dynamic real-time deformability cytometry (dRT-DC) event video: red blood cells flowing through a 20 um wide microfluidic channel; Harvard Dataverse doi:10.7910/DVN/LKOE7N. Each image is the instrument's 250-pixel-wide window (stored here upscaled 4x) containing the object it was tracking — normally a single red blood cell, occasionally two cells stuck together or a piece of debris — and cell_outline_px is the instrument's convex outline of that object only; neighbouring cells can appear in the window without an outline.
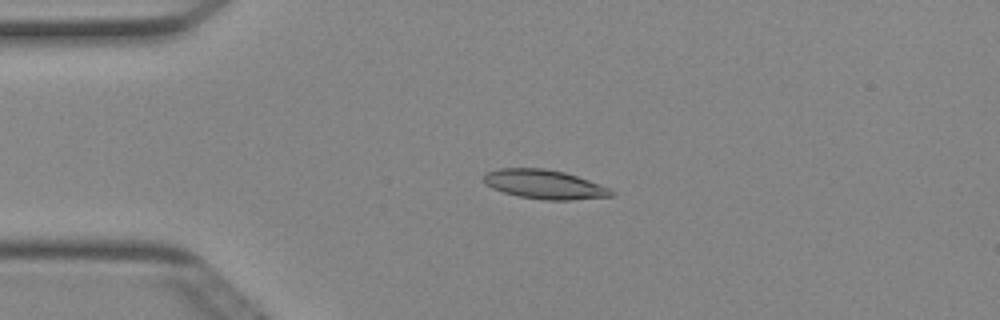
{"species": "Egyptian fruit bat (a non-hibernating species)", "species_latin": "Rousettus aegyptiacus", "temperature_condition": "cold", "stored_images_in_passage": 50, "camera_frame_rate_fps": 3000, "um_per_image_px": 0.085, "animal": {"sex": "female"}, "frame": {"image": 1, "passage_image": 11, "time_ms": 3.333, "image_size_px": [1000, 320], "cell_outline_px": [[616, 192], [612, 196], [568, 200], [544, 200], [520, 196], [504, 192], [492, 188], [484, 184], [484, 176], [488, 172], [500, 168], [544, 168], [564, 172], [612, 188]], "centroid_in_image_um": [46.31, 15.67], "position_along_channel_um": 38.7, "area_um2": 21.56}}
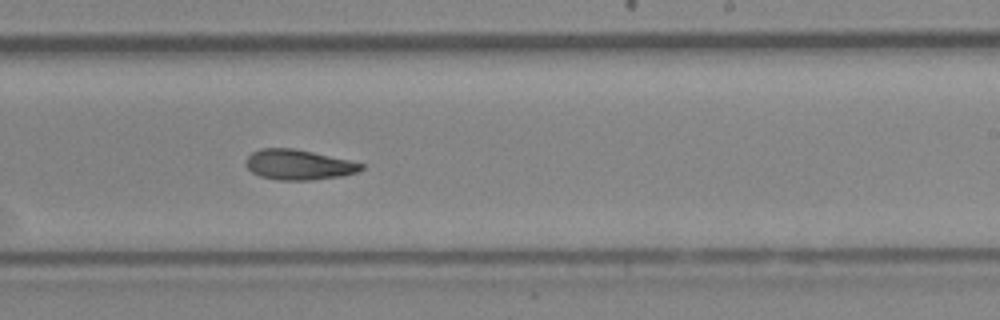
{"frame": {"image": 2, "passage_image": 30, "time_ms": 9.667, "image_size_px": [1000, 320], "cell_outline_px": [[364, 168], [356, 172], [344, 176], [312, 180], [280, 180], [260, 176], [252, 172], [244, 164], [244, 160], [252, 152], [260, 148], [292, 148], [312, 152], [348, 160], [364, 164]], "centroid_in_image_um": [25.35, 14.0], "position_along_channel_um": 263.7, "area_um2": 20.29}}
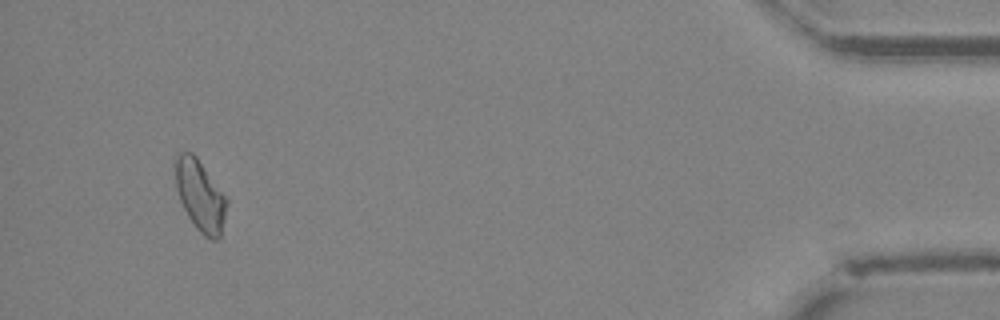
{"frame": {"image": 3, "passage_image": 47, "time_ms": 15.333, "image_size_px": [1000, 320], "cell_outline_px": [[228, 204], [220, 236], [216, 240], [212, 240], [204, 236], [196, 228], [188, 216], [180, 200], [176, 188], [172, 164], [176, 156], [180, 152], [192, 152], [196, 156], [228, 200]], "centroid_in_image_um": [16.98, 16.59], "position_along_channel_um": 418.2, "area_um2": 21.39}, "authors_computed_cell_mechanics": {"area_um2": 20.4901, "velocity_mm_per_s": 4.0154, "shape_relaxation_time_tau1_ms": 5.3519, "shape_relaxation_time_tau2_ms": 4.3924, "deformation_change_tau1": 0.1479, "deformation_change_tau2": 0.1143}}